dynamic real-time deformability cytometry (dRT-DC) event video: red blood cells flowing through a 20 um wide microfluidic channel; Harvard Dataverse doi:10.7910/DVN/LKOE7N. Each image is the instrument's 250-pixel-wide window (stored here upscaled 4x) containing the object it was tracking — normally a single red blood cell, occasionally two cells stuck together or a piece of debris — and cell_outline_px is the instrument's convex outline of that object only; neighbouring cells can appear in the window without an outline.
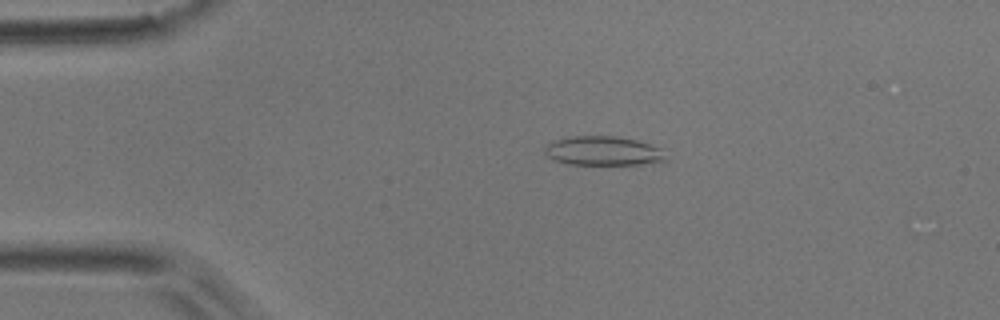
{"species": "common noctule bat (a hibernating species)", "species_latin": "Nyctalus noctula", "temperature_condition": "room temperature", "stored_images_in_passage": 13, "camera_frame_rate_fps": 3000, "um_per_image_px": 0.085, "animal": {"sex": "male", "body_mass_g": 17.9}, "frame": {"image": 1, "passage_image": 9, "time_ms": 2.667, "image_size_px": [1000, 320], "cell_outline_px": [[668, 160], [640, 164], [568, 164], [552, 160], [544, 152], [544, 148], [552, 140], [572, 136], [616, 136], [636, 140], [660, 148]], "centroid_in_image_um": [51.22, 12.82], "position_along_channel_um": 33.8, "area_um2": 20.52}}